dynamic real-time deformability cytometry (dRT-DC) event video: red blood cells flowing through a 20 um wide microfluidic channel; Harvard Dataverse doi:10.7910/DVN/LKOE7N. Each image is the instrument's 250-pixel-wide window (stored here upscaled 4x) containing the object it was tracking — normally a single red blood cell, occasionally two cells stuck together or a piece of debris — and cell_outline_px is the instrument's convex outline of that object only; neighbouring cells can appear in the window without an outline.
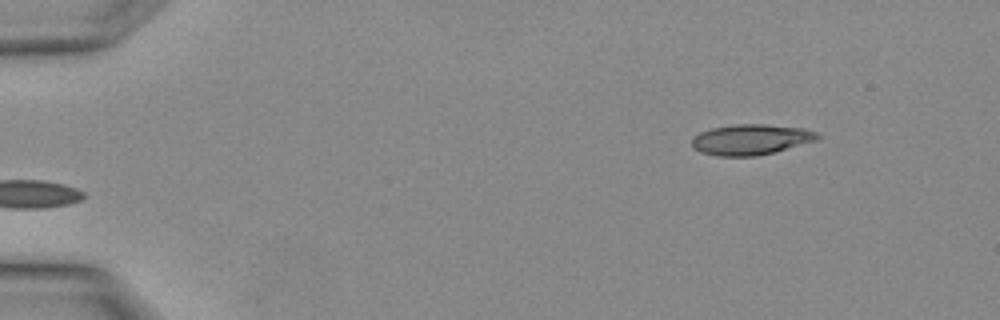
{"species": "Egyptian fruit bat (a non-hibernating species)", "species_latin": "Rousettus aegyptiacus", "temperature_condition": "warm", "stored_images_in_passage": 3, "camera_frame_rate_fps": 3000, "um_per_image_px": 0.085, "animal": {"sex": "female"}, "frame": {"image": 1, "passage_image": 1, "time_ms": 0.0, "image_size_px": [1000, 320], "cell_outline_px": [[820, 136], [816, 140], [772, 152], [756, 156], [716, 156], [700, 152], [692, 148], [692, 140], [700, 132], [712, 128], [732, 124], [764, 124], [804, 128], [816, 132]], "centroid_in_image_um": [63.78, 11.85], "position_along_channel_um": 21.2, "area_um2": 22.2}}